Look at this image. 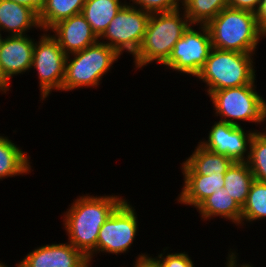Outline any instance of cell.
<instances>
[{"instance_id":"6da1fadb","label":"cell","mask_w":266,"mask_h":267,"mask_svg":"<svg viewBox=\"0 0 266 267\" xmlns=\"http://www.w3.org/2000/svg\"><path fill=\"white\" fill-rule=\"evenodd\" d=\"M120 195L82 194L73 200L63 213V227L68 236V243L80 250L92 267L97 255V241L101 227L112 212L125 200Z\"/></svg>"},{"instance_id":"7a4b0ae2","label":"cell","mask_w":266,"mask_h":267,"mask_svg":"<svg viewBox=\"0 0 266 267\" xmlns=\"http://www.w3.org/2000/svg\"><path fill=\"white\" fill-rule=\"evenodd\" d=\"M190 25L182 8L151 13L142 43L133 56L134 70H142L153 62L163 65Z\"/></svg>"},{"instance_id":"3957f363","label":"cell","mask_w":266,"mask_h":267,"mask_svg":"<svg viewBox=\"0 0 266 267\" xmlns=\"http://www.w3.org/2000/svg\"><path fill=\"white\" fill-rule=\"evenodd\" d=\"M206 26L212 47L220 50L255 54L260 40L266 38L256 14L246 10L226 7Z\"/></svg>"},{"instance_id":"277c9868","label":"cell","mask_w":266,"mask_h":267,"mask_svg":"<svg viewBox=\"0 0 266 267\" xmlns=\"http://www.w3.org/2000/svg\"><path fill=\"white\" fill-rule=\"evenodd\" d=\"M256 54L212 48L195 79L205 83V93L240 87L256 82ZM254 58V59H253Z\"/></svg>"},{"instance_id":"5b68a950","label":"cell","mask_w":266,"mask_h":267,"mask_svg":"<svg viewBox=\"0 0 266 267\" xmlns=\"http://www.w3.org/2000/svg\"><path fill=\"white\" fill-rule=\"evenodd\" d=\"M119 58L121 56L112 47L99 40L82 51L67 55L62 91L98 88L103 76L111 72Z\"/></svg>"},{"instance_id":"8992f818","label":"cell","mask_w":266,"mask_h":267,"mask_svg":"<svg viewBox=\"0 0 266 267\" xmlns=\"http://www.w3.org/2000/svg\"><path fill=\"white\" fill-rule=\"evenodd\" d=\"M256 86L247 84L212 92L209 98L214 107V116H219V121L235 126H241L240 122L246 121L260 127L266 99L259 94Z\"/></svg>"},{"instance_id":"52a82bcc","label":"cell","mask_w":266,"mask_h":267,"mask_svg":"<svg viewBox=\"0 0 266 267\" xmlns=\"http://www.w3.org/2000/svg\"><path fill=\"white\" fill-rule=\"evenodd\" d=\"M150 15L130 1L127 2L109 23L99 41L112 47L120 56L126 52L133 57L142 43Z\"/></svg>"},{"instance_id":"ba28073f","label":"cell","mask_w":266,"mask_h":267,"mask_svg":"<svg viewBox=\"0 0 266 267\" xmlns=\"http://www.w3.org/2000/svg\"><path fill=\"white\" fill-rule=\"evenodd\" d=\"M66 57L49 31H43L35 41L31 70H36L39 78L40 101H46L53 90L62 92Z\"/></svg>"},{"instance_id":"9c48e42d","label":"cell","mask_w":266,"mask_h":267,"mask_svg":"<svg viewBox=\"0 0 266 267\" xmlns=\"http://www.w3.org/2000/svg\"><path fill=\"white\" fill-rule=\"evenodd\" d=\"M195 26L199 28L196 30ZM212 48L207 26L191 24L175 43L171 55L163 67L179 74L182 73L181 75L187 74L190 77H196L205 65Z\"/></svg>"},{"instance_id":"30bf717a","label":"cell","mask_w":266,"mask_h":267,"mask_svg":"<svg viewBox=\"0 0 266 267\" xmlns=\"http://www.w3.org/2000/svg\"><path fill=\"white\" fill-rule=\"evenodd\" d=\"M135 207L125 199L101 227L97 241V254L121 255L128 253L139 232Z\"/></svg>"},{"instance_id":"8fae6325","label":"cell","mask_w":266,"mask_h":267,"mask_svg":"<svg viewBox=\"0 0 266 267\" xmlns=\"http://www.w3.org/2000/svg\"><path fill=\"white\" fill-rule=\"evenodd\" d=\"M255 131L259 130L253 128L245 131L243 126L215 121L208 131L207 138H202L198 143L209 151L225 155L233 162H246L250 141Z\"/></svg>"},{"instance_id":"7c38bea8","label":"cell","mask_w":266,"mask_h":267,"mask_svg":"<svg viewBox=\"0 0 266 267\" xmlns=\"http://www.w3.org/2000/svg\"><path fill=\"white\" fill-rule=\"evenodd\" d=\"M35 40L29 35H5L0 52V93L11 90V78L31 70Z\"/></svg>"},{"instance_id":"4fadbf2b","label":"cell","mask_w":266,"mask_h":267,"mask_svg":"<svg viewBox=\"0 0 266 267\" xmlns=\"http://www.w3.org/2000/svg\"><path fill=\"white\" fill-rule=\"evenodd\" d=\"M18 263L22 267H91L88 258L68 242L41 245Z\"/></svg>"},{"instance_id":"5bb4252c","label":"cell","mask_w":266,"mask_h":267,"mask_svg":"<svg viewBox=\"0 0 266 267\" xmlns=\"http://www.w3.org/2000/svg\"><path fill=\"white\" fill-rule=\"evenodd\" d=\"M48 31L66 55L82 51L99 40L82 14L59 21Z\"/></svg>"},{"instance_id":"9a60e30c","label":"cell","mask_w":266,"mask_h":267,"mask_svg":"<svg viewBox=\"0 0 266 267\" xmlns=\"http://www.w3.org/2000/svg\"><path fill=\"white\" fill-rule=\"evenodd\" d=\"M42 28L39 15L31 8L10 0H0V30L7 36L27 35L29 30Z\"/></svg>"},{"instance_id":"2e32d148","label":"cell","mask_w":266,"mask_h":267,"mask_svg":"<svg viewBox=\"0 0 266 267\" xmlns=\"http://www.w3.org/2000/svg\"><path fill=\"white\" fill-rule=\"evenodd\" d=\"M224 176L183 174V187L177 196V203L197 208L213 193L224 188Z\"/></svg>"},{"instance_id":"e0dca14e","label":"cell","mask_w":266,"mask_h":267,"mask_svg":"<svg viewBox=\"0 0 266 267\" xmlns=\"http://www.w3.org/2000/svg\"><path fill=\"white\" fill-rule=\"evenodd\" d=\"M234 162L222 154L205 149L199 143L180 166L182 174L225 175Z\"/></svg>"},{"instance_id":"ac0fdd59","label":"cell","mask_w":266,"mask_h":267,"mask_svg":"<svg viewBox=\"0 0 266 267\" xmlns=\"http://www.w3.org/2000/svg\"><path fill=\"white\" fill-rule=\"evenodd\" d=\"M196 210L199 212L201 220L208 221L216 217H221L242 228L240 227L242 208L231 198L228 191L224 188L209 196Z\"/></svg>"},{"instance_id":"d6986e66","label":"cell","mask_w":266,"mask_h":267,"mask_svg":"<svg viewBox=\"0 0 266 267\" xmlns=\"http://www.w3.org/2000/svg\"><path fill=\"white\" fill-rule=\"evenodd\" d=\"M7 136L0 134V180L33 172L31 157ZM29 156V157H28Z\"/></svg>"},{"instance_id":"ffe728a7","label":"cell","mask_w":266,"mask_h":267,"mask_svg":"<svg viewBox=\"0 0 266 267\" xmlns=\"http://www.w3.org/2000/svg\"><path fill=\"white\" fill-rule=\"evenodd\" d=\"M126 3L127 0H86L81 14L99 39Z\"/></svg>"},{"instance_id":"44dd1931","label":"cell","mask_w":266,"mask_h":267,"mask_svg":"<svg viewBox=\"0 0 266 267\" xmlns=\"http://www.w3.org/2000/svg\"><path fill=\"white\" fill-rule=\"evenodd\" d=\"M224 189L242 208L247 200L254 176L246 162H234L224 176Z\"/></svg>"},{"instance_id":"7402d4cb","label":"cell","mask_w":266,"mask_h":267,"mask_svg":"<svg viewBox=\"0 0 266 267\" xmlns=\"http://www.w3.org/2000/svg\"><path fill=\"white\" fill-rule=\"evenodd\" d=\"M86 0H45L39 14L42 31H48L59 21L81 14Z\"/></svg>"},{"instance_id":"603a6c76","label":"cell","mask_w":266,"mask_h":267,"mask_svg":"<svg viewBox=\"0 0 266 267\" xmlns=\"http://www.w3.org/2000/svg\"><path fill=\"white\" fill-rule=\"evenodd\" d=\"M228 4L229 0H182L181 8L191 24L206 25Z\"/></svg>"},{"instance_id":"cb8c5ba5","label":"cell","mask_w":266,"mask_h":267,"mask_svg":"<svg viewBox=\"0 0 266 267\" xmlns=\"http://www.w3.org/2000/svg\"><path fill=\"white\" fill-rule=\"evenodd\" d=\"M262 219H266V182L254 180L250 186L246 203L242 207L241 226Z\"/></svg>"},{"instance_id":"d4e9b609","label":"cell","mask_w":266,"mask_h":267,"mask_svg":"<svg viewBox=\"0 0 266 267\" xmlns=\"http://www.w3.org/2000/svg\"><path fill=\"white\" fill-rule=\"evenodd\" d=\"M246 163L254 176V180L266 182V136L260 131H255L251 138Z\"/></svg>"},{"instance_id":"484cf974","label":"cell","mask_w":266,"mask_h":267,"mask_svg":"<svg viewBox=\"0 0 266 267\" xmlns=\"http://www.w3.org/2000/svg\"><path fill=\"white\" fill-rule=\"evenodd\" d=\"M130 2L149 13L169 12L182 7V0H130Z\"/></svg>"},{"instance_id":"4316f807","label":"cell","mask_w":266,"mask_h":267,"mask_svg":"<svg viewBox=\"0 0 266 267\" xmlns=\"http://www.w3.org/2000/svg\"><path fill=\"white\" fill-rule=\"evenodd\" d=\"M165 250H168V248H163V251L156 256L161 262L162 267H195V263L192 258L189 257L188 252L181 251L170 253Z\"/></svg>"},{"instance_id":"83f0119b","label":"cell","mask_w":266,"mask_h":267,"mask_svg":"<svg viewBox=\"0 0 266 267\" xmlns=\"http://www.w3.org/2000/svg\"><path fill=\"white\" fill-rule=\"evenodd\" d=\"M261 0H229L228 7L256 13Z\"/></svg>"},{"instance_id":"f1b7e54d","label":"cell","mask_w":266,"mask_h":267,"mask_svg":"<svg viewBox=\"0 0 266 267\" xmlns=\"http://www.w3.org/2000/svg\"><path fill=\"white\" fill-rule=\"evenodd\" d=\"M147 252L141 253L138 257H135V261L133 263V267H162L161 262L155 256L148 255ZM122 267V266H121Z\"/></svg>"},{"instance_id":"f546056e","label":"cell","mask_w":266,"mask_h":267,"mask_svg":"<svg viewBox=\"0 0 266 267\" xmlns=\"http://www.w3.org/2000/svg\"><path fill=\"white\" fill-rule=\"evenodd\" d=\"M232 249L230 248V252L228 251V257H226V262H225V264H226V266L225 267H254V265H252L250 262H248L247 264L246 263H242V264H240L239 263V260H238V253L236 252V250H232Z\"/></svg>"},{"instance_id":"4dcf8cb0","label":"cell","mask_w":266,"mask_h":267,"mask_svg":"<svg viewBox=\"0 0 266 267\" xmlns=\"http://www.w3.org/2000/svg\"><path fill=\"white\" fill-rule=\"evenodd\" d=\"M255 14L260 29L266 34V0H261L260 6Z\"/></svg>"},{"instance_id":"1f68e13d","label":"cell","mask_w":266,"mask_h":267,"mask_svg":"<svg viewBox=\"0 0 266 267\" xmlns=\"http://www.w3.org/2000/svg\"><path fill=\"white\" fill-rule=\"evenodd\" d=\"M15 3L27 6L33 9L38 15L40 14L45 0H10Z\"/></svg>"},{"instance_id":"d6a6232c","label":"cell","mask_w":266,"mask_h":267,"mask_svg":"<svg viewBox=\"0 0 266 267\" xmlns=\"http://www.w3.org/2000/svg\"><path fill=\"white\" fill-rule=\"evenodd\" d=\"M266 123V101H265V104H264V110H263V124ZM265 129V130H264ZM264 136H266V125H265V128H263L262 130H259Z\"/></svg>"},{"instance_id":"836d02e7","label":"cell","mask_w":266,"mask_h":267,"mask_svg":"<svg viewBox=\"0 0 266 267\" xmlns=\"http://www.w3.org/2000/svg\"><path fill=\"white\" fill-rule=\"evenodd\" d=\"M2 31L0 30V52H1V48H2V44H3V41L5 39V37L2 36Z\"/></svg>"},{"instance_id":"e575fe53","label":"cell","mask_w":266,"mask_h":267,"mask_svg":"<svg viewBox=\"0 0 266 267\" xmlns=\"http://www.w3.org/2000/svg\"><path fill=\"white\" fill-rule=\"evenodd\" d=\"M15 267H22L19 263L14 264ZM0 267H11V266H7L6 264H4L3 262L0 261Z\"/></svg>"}]
</instances>
